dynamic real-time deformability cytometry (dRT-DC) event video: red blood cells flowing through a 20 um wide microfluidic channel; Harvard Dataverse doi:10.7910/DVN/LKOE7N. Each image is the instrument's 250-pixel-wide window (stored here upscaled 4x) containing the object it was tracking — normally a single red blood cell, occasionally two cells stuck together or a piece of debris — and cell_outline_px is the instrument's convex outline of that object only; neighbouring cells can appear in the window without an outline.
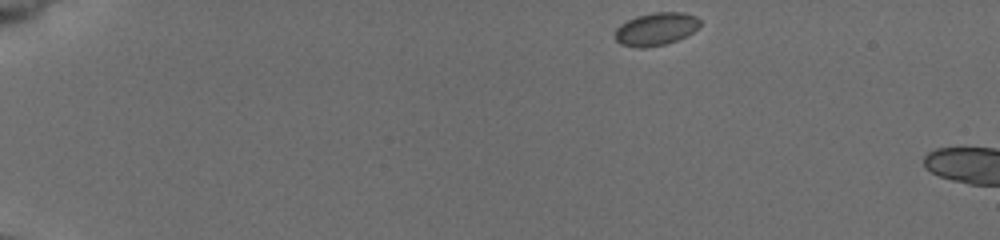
{"species": "common noctule bat (a hibernating species)", "species_latin": "Nyctalus noctula", "temperature_condition": "cold", "stored_images_in_passage": 5, "camera_frame_rate_fps": 3000, "um_per_image_px": 0.085, "animal": {"sex": "female", "body_mass_g": 19.5, "forearm_length_mm": 54.1}, "frame": {"image": 1, "passage_image": 1, "time_ms": 0.0, "image_size_px": [1000, 240], "cell_outline_px": [[700, 24], [692, 32], [676, 40], [664, 44], [644, 48], [640, 48], [620, 44], [616, 40], [616, 28], [620, 24], [636, 16], [652, 12], [684, 12], [696, 16], [700, 20]], "centroid_in_image_um": [55.74, 2.45], "position_along_channel_um": 29.3, "area_um2": 16.13}}